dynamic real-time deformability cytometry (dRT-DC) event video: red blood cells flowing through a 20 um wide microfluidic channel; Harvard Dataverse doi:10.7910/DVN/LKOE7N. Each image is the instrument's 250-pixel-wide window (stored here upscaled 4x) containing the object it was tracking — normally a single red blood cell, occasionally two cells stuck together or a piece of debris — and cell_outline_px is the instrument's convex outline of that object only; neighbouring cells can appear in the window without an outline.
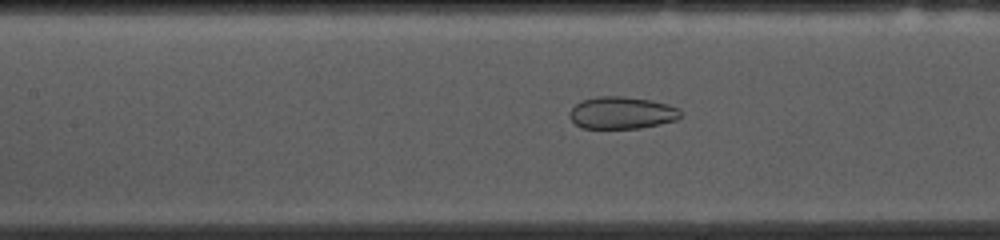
{"species": "common noctule bat (a hibernating species)", "species_latin": "Nyctalus noctula", "temperature_condition": "cold", "stored_images_in_passage": 45, "camera_frame_rate_fps": 3000, "um_per_image_px": 0.085, "animal": {"sex": "female", "body_mass_g": 10.0, "forearm_length_mm": 53.1}, "frame": {"image": 1, "passage_image": 15, "time_ms": 4.667, "image_size_px": [1000, 240], "cell_outline_px": [[680, 116], [676, 120], [660, 124], [640, 128], [580, 128], [568, 116], [568, 112], [576, 104], [584, 100], [596, 96], [620, 96], [652, 100], [668, 104], [680, 108]], "centroid_in_image_um": [52.85, 9.59], "position_along_channel_um": 154.6, "area_um2": 20.87}}
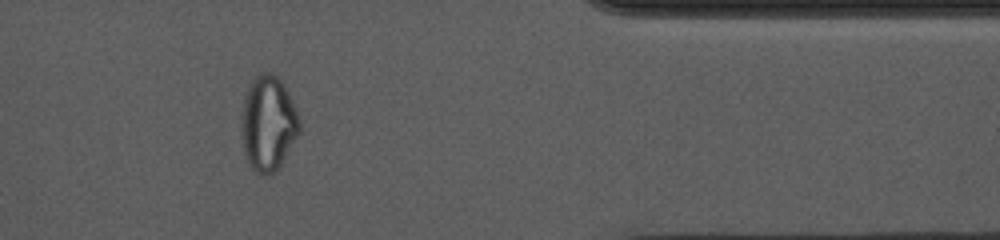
{"frame": {"image": 2, "passage_image": 36, "time_ms": 11.667, "image_size_px": [1000, 240], "cell_outline_px": [[300, 132], [276, 172], [264, 176], [248, 168], [244, 152], [240, 128], [244, 100], [248, 88], [252, 80], [260, 72], [272, 72], [284, 84], [288, 92], [300, 120]], "centroid_in_image_um": [22.78, 10.52], "position_along_channel_um": 388.6, "area_um2": 32.43}}
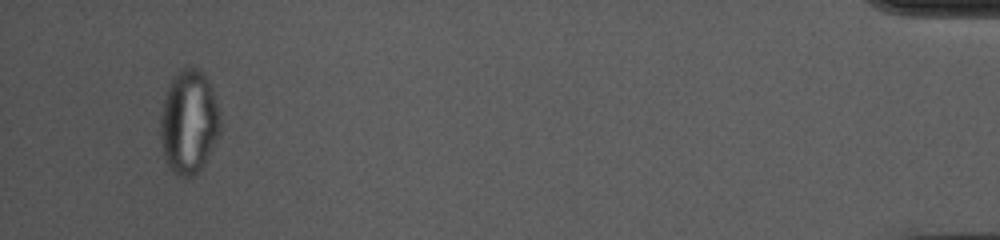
{"frame": {"image": 3, "passage_image": 43, "time_ms": 14.0, "image_size_px": [1000, 240], "cell_outline_px": [[220, 132], [204, 164], [192, 176], [176, 176], [172, 172], [164, 156], [160, 132], [160, 116], [164, 96], [172, 80], [180, 68], [200, 68], [208, 80], [216, 100], [220, 112]], "centroid_in_image_um": [16.05, 10.36], "position_along_channel_um": 419.1, "area_um2": 36.07}, "authors_computed_cell_mechanics": {"area_um2": 27.9174, "velocity_mm_per_s": 3.7145, "shape_relaxation_time_tau1_ms": null, "shape_relaxation_time_tau2_ms": 1.2725, "deformation_change_tau1": null, "deformation_change_tau2": 0.0536}}